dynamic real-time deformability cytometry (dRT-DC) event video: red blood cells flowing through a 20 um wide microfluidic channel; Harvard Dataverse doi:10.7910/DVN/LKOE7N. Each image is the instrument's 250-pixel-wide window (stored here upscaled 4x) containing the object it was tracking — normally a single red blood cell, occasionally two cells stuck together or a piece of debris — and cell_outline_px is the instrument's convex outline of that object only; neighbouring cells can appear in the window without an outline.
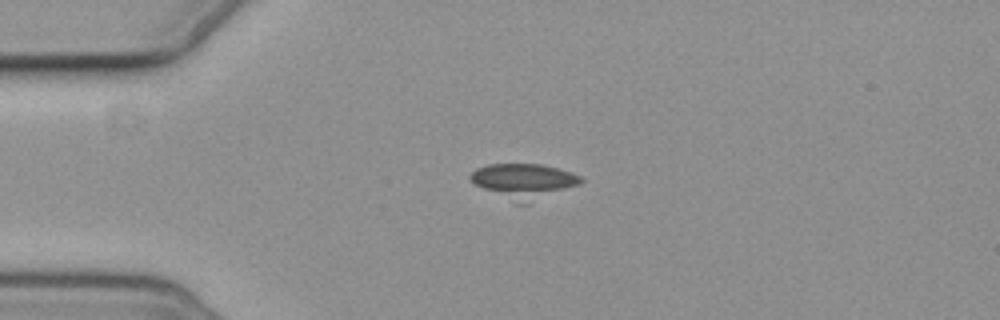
{"species": "common noctule bat (a hibernating species)", "species_latin": "Nyctalus noctula", "temperature_condition": "cold", "stored_images_in_passage": 3, "camera_frame_rate_fps": 3000, "um_per_image_px": 0.085, "animal": {"sex": "female", "body_mass_g": 19.3, "forearm_length_mm": 54.1}, "frame": {"image": 1, "passage_image": 1, "time_ms": 0.0, "image_size_px": [1000, 320], "cell_outline_px": [[584, 180], [580, 184], [528, 204], [516, 204], [476, 184], [468, 176], [476, 168], [488, 164], [544, 164], [572, 172], [580, 176]], "centroid_in_image_um": [44.56, 15.39], "position_along_channel_um": 40.4, "area_um2": 22.43}}
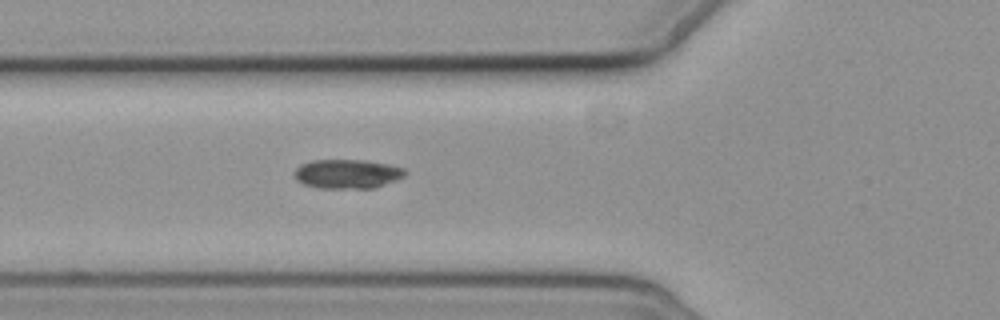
{"frame": {"image": 2, "passage_image": 3, "time_ms": 2.333, "image_size_px": [1000, 320], "cell_outline_px": [[408, 172], [404, 176], [396, 180], [376, 188], [316, 188], [304, 184], [296, 180], [296, 168], [300, 164], [312, 160], [364, 160], [388, 164], [404, 168]], "centroid_in_image_um": [29.54, 14.78], "position_along_channel_um": 96.3, "area_um2": 18.9}}